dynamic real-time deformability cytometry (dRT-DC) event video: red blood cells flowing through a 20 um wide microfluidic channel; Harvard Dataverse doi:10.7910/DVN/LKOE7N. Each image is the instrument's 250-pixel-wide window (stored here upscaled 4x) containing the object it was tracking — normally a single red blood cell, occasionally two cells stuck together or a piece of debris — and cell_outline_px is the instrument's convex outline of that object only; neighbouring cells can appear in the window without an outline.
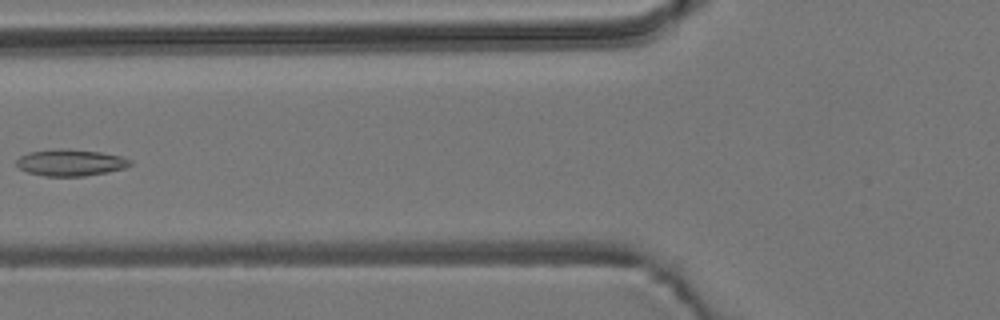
{"species": "common noctule bat (a hibernating species)", "species_latin": "Nyctalus noctula", "temperature_condition": "room temperature", "stored_images_in_passage": 6, "camera_frame_rate_fps": 3000, "um_per_image_px": 0.085, "animal": {"sex": "male", "body_mass_g": 19.2, "forearm_length_mm": 51.8}, "frame": {"image": 1, "passage_image": 6, "time_ms": 6.667, "image_size_px": [1000, 320], "cell_outline_px": [[132, 164], [124, 168], [108, 172], [84, 176], [44, 176], [28, 172], [20, 168], [16, 164], [16, 160], [20, 156], [28, 152], [60, 148], [68, 148], [100, 152], [124, 156], [132, 160]], "centroid_in_image_um": [6.02, 13.81], "position_along_channel_um": 119.8, "area_um2": 17.8}}